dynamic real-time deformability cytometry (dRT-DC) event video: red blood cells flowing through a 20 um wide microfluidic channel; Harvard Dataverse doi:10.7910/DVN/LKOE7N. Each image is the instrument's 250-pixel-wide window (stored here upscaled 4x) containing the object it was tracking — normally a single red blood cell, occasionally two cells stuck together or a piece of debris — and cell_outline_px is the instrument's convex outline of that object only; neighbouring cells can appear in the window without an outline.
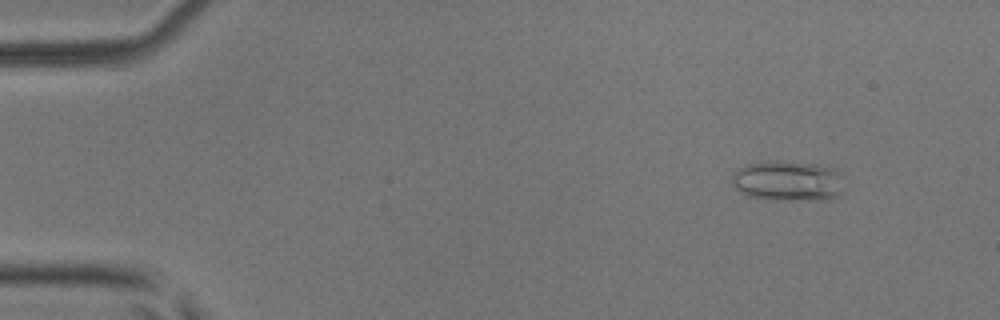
{"species": "common noctule bat (a hibernating species)", "species_latin": "Nyctalus noctula", "temperature_condition": "room temperature", "stored_images_in_passage": 52, "camera_frame_rate_fps": 3000, "um_per_image_px": 0.085, "animal": {"sex": "male", "body_mass_g": 17.9, "forearm_length_mm": 54.2}, "frame": {"image": 1, "passage_image": 6, "time_ms": 1.667, "image_size_px": [1000, 320], "cell_outline_px": [[840, 196], [828, 200], [776, 200], [748, 196], [732, 188], [732, 172], [748, 164], [772, 160], [780, 160], [816, 164], [836, 168], [840, 172]], "centroid_in_image_um": [66.94, 15.38], "position_along_channel_um": 18.1, "area_um2": 26.76}}
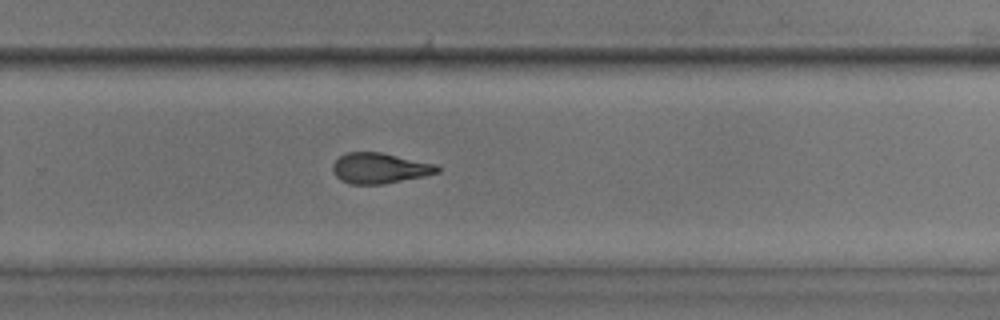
{"frame": {"image": 2, "passage_image": 35, "time_ms": 11.333, "image_size_px": [1000, 320], "cell_outline_px": [[440, 172], [424, 176], [384, 184], [352, 184], [340, 180], [336, 176], [332, 168], [332, 164], [340, 156], [348, 152], [380, 152], [436, 164], [440, 168]], "centroid_in_image_um": [32.27, 14.3], "position_along_channel_um": 297.5, "area_um2": 18.55}}
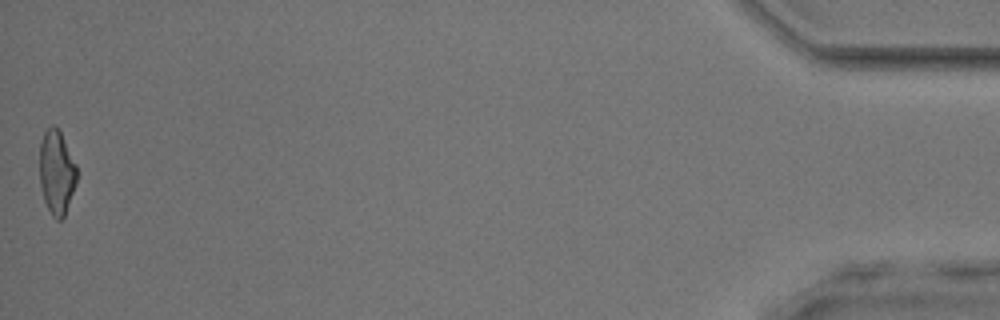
{"frame": {"image": 3, "passage_image": 52, "time_ms": 17.0, "image_size_px": [1000, 320], "cell_outline_px": [[76, 184], [64, 216], [60, 220], [56, 220], [52, 216], [44, 200], [40, 184], [40, 144], [44, 132], [52, 124], [60, 132], [76, 164]], "centroid_in_image_um": [4.81, 14.66], "position_along_channel_um": 430.4, "area_um2": 17.98}, "authors_computed_cell_mechanics": {"area_um2": 19.1318, "velocity_mm_per_s": 4.0114, "shape_relaxation_time_tau1_ms": 3.4123, "shape_relaxation_time_tau2_ms": 3.0983, "deformation_change_tau1": 0.1548, "deformation_change_tau2": 0.1281}}